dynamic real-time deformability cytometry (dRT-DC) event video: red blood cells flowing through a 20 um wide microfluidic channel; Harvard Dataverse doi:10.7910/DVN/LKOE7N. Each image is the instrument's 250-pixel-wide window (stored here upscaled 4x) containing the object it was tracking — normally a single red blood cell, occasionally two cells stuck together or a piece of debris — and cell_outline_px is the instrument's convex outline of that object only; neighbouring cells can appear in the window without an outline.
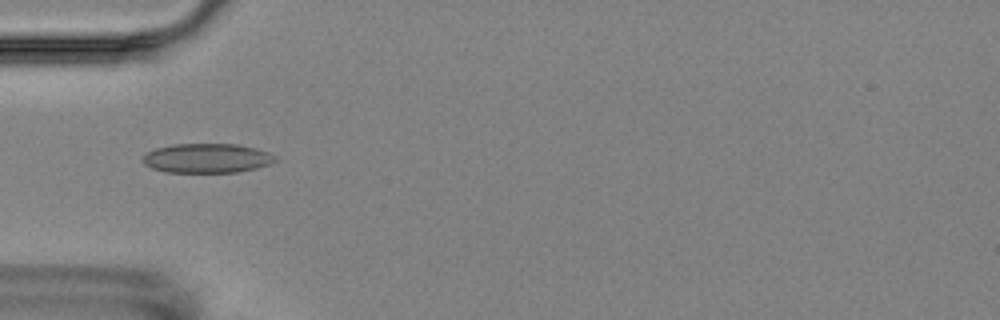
{"species": "Egyptian fruit bat (a non-hibernating species)", "species_latin": "Rousettus aegyptiacus", "temperature_condition": "room temperature", "stored_images_in_passage": 15, "camera_frame_rate_fps": 3000, "um_per_image_px": 0.085, "animal": {"sex": "female"}, "frame": {"image": 1, "passage_image": 5, "time_ms": 4.667, "image_size_px": [1000, 320], "cell_outline_px": [[276, 160], [268, 164], [256, 168], [236, 172], [164, 172], [152, 168], [144, 164], [140, 160], [148, 152], [156, 148], [172, 144], [236, 144], [256, 148], [268, 152], [276, 156]], "centroid_in_image_um": [17.56, 13.44], "position_along_channel_um": 67.4, "area_um2": 22.66}}
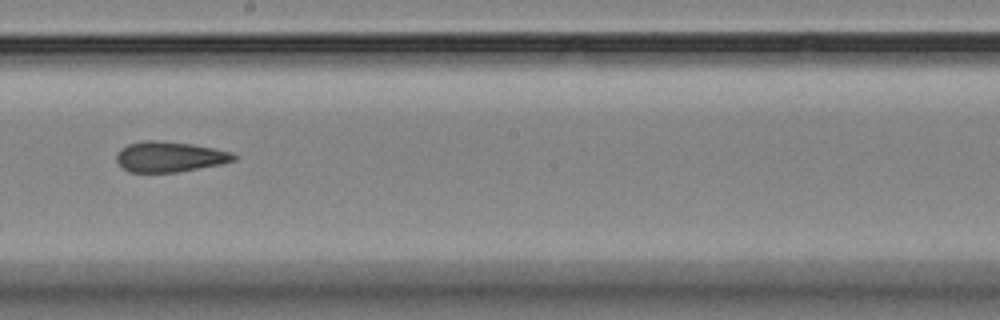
{"frame": {"image": 2, "passage_image": 9, "time_ms": 9.333, "image_size_px": [1000, 320], "cell_outline_px": [[240, 156], [236, 160], [220, 164], [176, 172], [128, 172], [116, 160], [116, 152], [120, 148], [128, 144], [144, 140], [160, 140], [192, 144], [232, 152]], "centroid_in_image_um": [14.41, 13.31], "position_along_channel_um": 233.8, "area_um2": 20.87}}
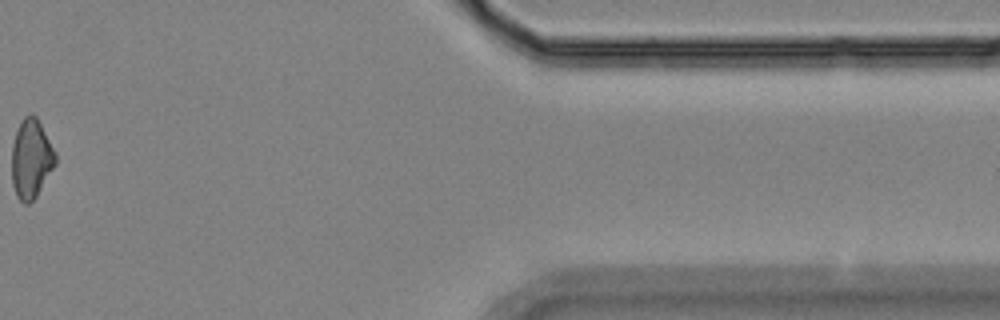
{"frame": {"image": 3, "passage_image": 14, "time_ms": 15.667, "image_size_px": [1000, 320], "cell_outline_px": [[56, 164], [36, 196], [28, 204], [24, 204], [16, 196], [12, 184], [12, 144], [16, 132], [24, 116], [32, 112], [36, 116], [56, 152]], "centroid_in_image_um": [2.65, 13.5], "position_along_channel_um": 408.8, "area_um2": 20.11}, "authors_computed_cell_mechanics": {"area_um2": 21.3282, "velocity_mm_per_s": 3.5591, "shape_relaxation_time_tau1_ms": null, "shape_relaxation_time_tau2_ms": 4.3867, "deformation_change_tau1": null, "deformation_change_tau2": 0.1175}}